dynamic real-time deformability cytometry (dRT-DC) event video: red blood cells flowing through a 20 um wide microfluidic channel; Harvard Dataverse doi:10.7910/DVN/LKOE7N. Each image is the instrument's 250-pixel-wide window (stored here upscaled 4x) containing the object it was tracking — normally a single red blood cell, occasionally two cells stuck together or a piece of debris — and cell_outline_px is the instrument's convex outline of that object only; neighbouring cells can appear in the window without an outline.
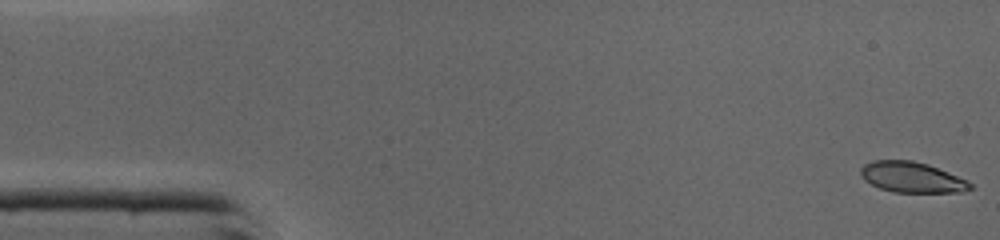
{"species": "common noctule bat (a hibernating species)", "species_latin": "Nyctalus noctula", "temperature_condition": "cold", "stored_images_in_passage": 45, "camera_frame_rate_fps": 3000, "um_per_image_px": 0.085, "animal": {"sex": "male", "body_mass_g": 19.0, "forearm_length_mm": 50.8}, "frame": {"image": 1, "passage_image": 1, "time_ms": 0.0, "image_size_px": [1000, 240], "cell_outline_px": [[972, 188], [964, 192], [892, 192], [880, 188], [864, 180], [860, 176], [860, 168], [864, 164], [872, 160], [912, 160], [928, 164], [968, 180], [972, 184]], "centroid_in_image_um": [77.5, 15.06], "position_along_channel_um": 7.5, "area_um2": 19.65}}
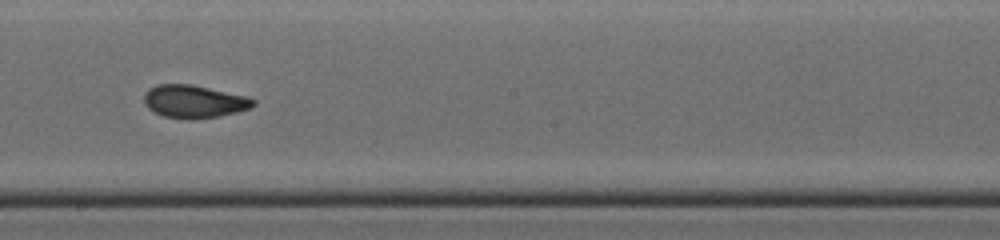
{"frame": {"image": 2, "passage_image": 25, "time_ms": 8.0, "image_size_px": [1000, 240], "cell_outline_px": [[256, 104], [252, 108], [220, 116], [192, 120], [188, 120], [164, 116], [148, 108], [144, 104], [144, 92], [148, 88], [156, 84], [192, 84], [248, 96], [256, 100]], "centroid_in_image_um": [16.51, 8.62], "position_along_channel_um": 231.7, "area_um2": 21.27}}
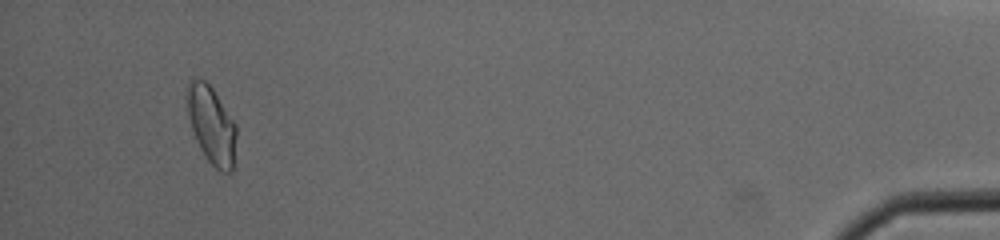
{"frame": {"image": 3, "passage_image": 43, "time_ms": 14.0, "image_size_px": [1000, 240], "cell_outline_px": [[236, 136], [232, 172], [220, 172], [208, 160], [200, 148], [192, 128], [188, 116], [184, 88], [188, 80], [204, 80], [212, 88], [236, 124]], "centroid_in_image_um": [17.95, 10.59], "position_along_channel_um": 417.2, "area_um2": 22.2}, "authors_computed_cell_mechanics": {"area_um2": 20.6924, "velocity_mm_per_s": 4.3779, "shape_relaxation_time_tau1_ms": 4.7985, "shape_relaxation_time_tau2_ms": 1.2376, "deformation_change_tau1": 0.153, "deformation_change_tau2": 0.066}}